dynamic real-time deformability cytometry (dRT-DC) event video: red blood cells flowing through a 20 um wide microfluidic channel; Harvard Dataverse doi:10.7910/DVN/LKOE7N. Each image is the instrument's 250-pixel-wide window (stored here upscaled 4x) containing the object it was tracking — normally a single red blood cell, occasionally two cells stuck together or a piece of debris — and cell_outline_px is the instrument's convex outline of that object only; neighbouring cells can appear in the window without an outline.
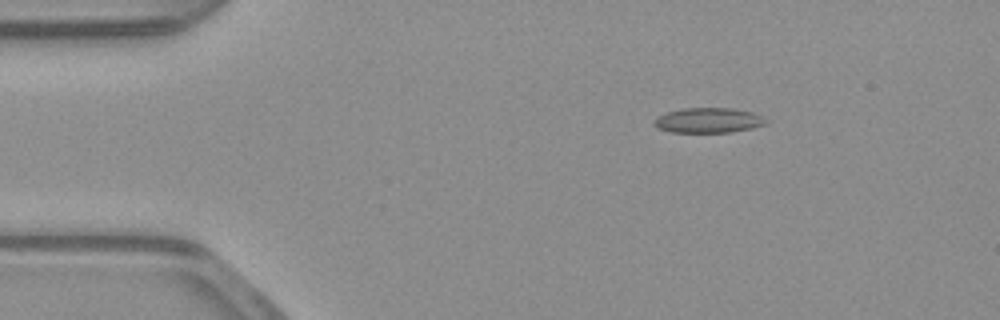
{"species": "common noctule bat (a hibernating species)", "species_latin": "Nyctalus noctula", "temperature_condition": "warm", "stored_images_in_passage": 46, "camera_frame_rate_fps": 3000, "um_per_image_px": 0.085, "animal": {"sex": "male", "body_mass_g": 23.1, "forearm_length_mm": 52.7}, "frame": {"image": 1, "passage_image": 2, "time_ms": 0.333, "image_size_px": [1000, 320], "cell_outline_px": [[768, 124], [752, 128], [732, 132], [672, 132], [656, 128], [652, 124], [652, 120], [668, 112], [684, 108], [732, 108], [752, 112], [764, 116], [768, 120]], "centroid_in_image_um": [60.25, 10.23], "position_along_channel_um": 24.8, "area_um2": 16.47}}
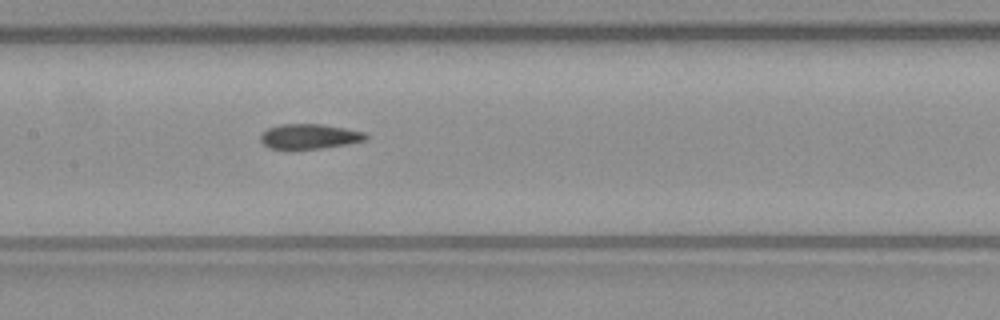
{"frame": {"image": 2, "passage_image": 19, "time_ms": 6.0, "image_size_px": [1000, 320], "cell_outline_px": [[368, 136], [364, 140], [348, 144], [320, 148], [268, 148], [260, 140], [260, 136], [268, 128], [280, 124], [320, 124], [344, 128], [364, 132]], "centroid_in_image_um": [26.29, 11.58], "position_along_channel_um": 181.1, "area_um2": 14.97}}
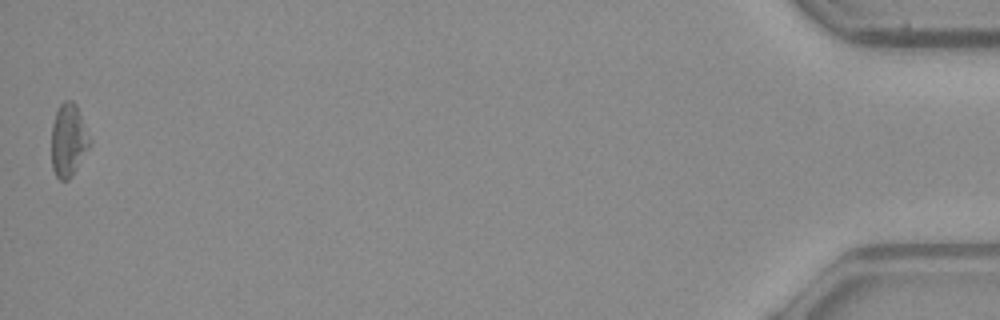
{"frame": {"image": 3, "passage_image": 46, "time_ms": 15.0, "image_size_px": [1000, 320], "cell_outline_px": [[92, 140], [88, 148], [72, 176], [68, 180], [60, 180], [56, 176], [52, 168], [52, 124], [56, 112], [60, 104], [64, 100], [72, 100], [76, 104]], "centroid_in_image_um": [5.82, 11.9], "position_along_channel_um": 429.4, "area_um2": 16.24}, "authors_computed_cell_mechanics": {"area_um2": 15.7794, "velocity_mm_per_s": 3.927, "shape_relaxation_time_tau1_ms": null, "shape_relaxation_time_tau2_ms": 8.5529, "deformation_change_tau1": null, "deformation_change_tau2": 0.173}}